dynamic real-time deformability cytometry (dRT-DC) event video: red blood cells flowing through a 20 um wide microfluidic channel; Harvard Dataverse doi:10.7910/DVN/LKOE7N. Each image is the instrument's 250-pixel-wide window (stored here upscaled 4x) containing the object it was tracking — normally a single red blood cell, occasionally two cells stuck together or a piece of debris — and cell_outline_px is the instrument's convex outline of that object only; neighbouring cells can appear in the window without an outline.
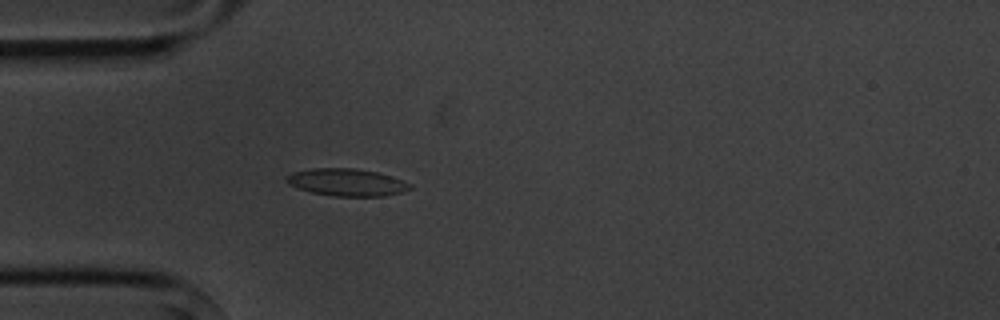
{"species": "common noctule bat (a hibernating species)", "species_latin": "Nyctalus noctula", "temperature_condition": "cold", "stored_images_in_passage": 3, "camera_frame_rate_fps": 3000, "um_per_image_px": 0.085, "animal": {"sex": "male", "body_mass_g": 20.1, "forearm_length_mm": 53.5}, "frame": {"image": 1, "passage_image": 3, "time_ms": 2.333, "image_size_px": [1000, 320], "cell_outline_px": [[412, 188], [400, 192], [384, 196], [336, 196], [312, 192], [288, 184], [284, 176], [292, 172], [312, 168], [356, 168], [376, 172], [412, 184]], "centroid_in_image_um": [29.43, 15.49], "position_along_channel_um": 55.6, "area_um2": 19.42}}